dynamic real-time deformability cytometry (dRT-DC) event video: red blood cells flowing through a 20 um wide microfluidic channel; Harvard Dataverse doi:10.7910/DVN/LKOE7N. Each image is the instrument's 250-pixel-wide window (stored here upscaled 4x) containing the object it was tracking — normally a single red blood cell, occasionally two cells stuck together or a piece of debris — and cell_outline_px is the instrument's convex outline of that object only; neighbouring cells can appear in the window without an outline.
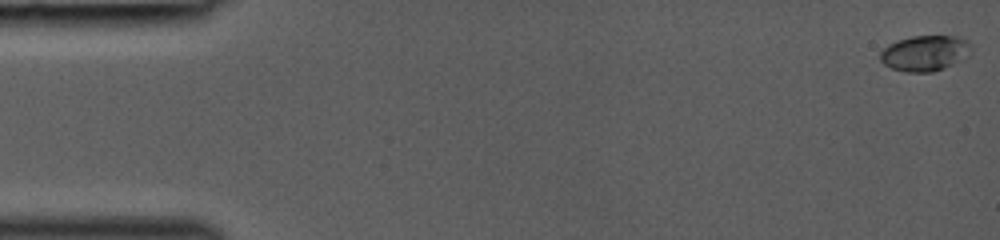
{"species": "common noctule bat (a hibernating species)", "species_latin": "Nyctalus noctula", "temperature_condition": "room temperature", "stored_images_in_passage": 44, "camera_frame_rate_fps": 3000, "um_per_image_px": 0.085, "animal": {"sex": "female", "body_mass_g": 19.0, "forearm_length_mm": 53.3}, "frame": {"image": 1, "passage_image": 1, "time_ms": 0.0, "image_size_px": [1000, 240], "cell_outline_px": [[972, 48], [968, 56], [952, 64], [932, 72], [904, 72], [892, 68], [884, 64], [880, 60], [880, 52], [888, 44], [896, 40], [912, 36], [964, 36], [972, 44]], "centroid_in_image_um": [78.64, 4.5], "position_along_channel_um": 6.4, "area_um2": 19.07}}
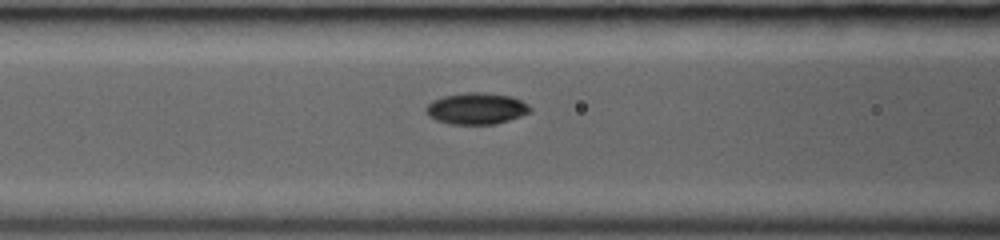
{"frame": {"image": 2, "passage_image": 19, "time_ms": 6.0, "image_size_px": [1000, 240], "cell_outline_px": [[532, 108], [528, 112], [520, 116], [496, 124], [448, 124], [436, 120], [428, 116], [424, 112], [424, 108], [432, 100], [444, 96], [468, 92], [484, 92], [512, 96], [528, 104]], "centroid_in_image_um": [40.45, 9.22], "position_along_channel_um": 126.1, "area_um2": 19.19}}
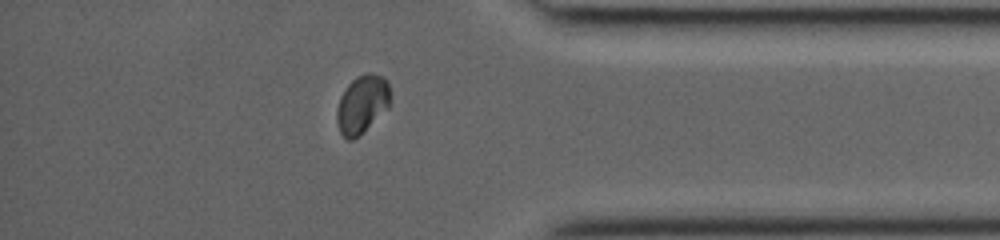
{"frame": {"image": 3, "passage_image": 38, "time_ms": 12.333, "image_size_px": [1000, 240], "cell_outline_px": [[388, 108], [352, 140], [348, 140], [340, 132], [336, 120], [336, 112], [340, 96], [348, 84], [356, 76], [364, 72], [368, 72], [380, 76], [388, 80]], "centroid_in_image_um": [30.73, 8.82], "position_along_channel_um": 404.5, "area_um2": 17.69}}